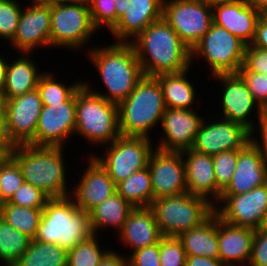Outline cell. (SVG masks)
Here are the masks:
<instances>
[{"mask_svg":"<svg viewBox=\"0 0 267 266\" xmlns=\"http://www.w3.org/2000/svg\"><path fill=\"white\" fill-rule=\"evenodd\" d=\"M116 9V23L118 19L125 13L126 7L130 0H113Z\"/></svg>","mask_w":267,"mask_h":266,"instance_id":"f5cc1de1","label":"cell"},{"mask_svg":"<svg viewBox=\"0 0 267 266\" xmlns=\"http://www.w3.org/2000/svg\"><path fill=\"white\" fill-rule=\"evenodd\" d=\"M249 141L251 132L239 123L227 119L211 124L202 121L192 149L213 156L221 152L240 150Z\"/></svg>","mask_w":267,"mask_h":266,"instance_id":"2e32d148","label":"cell"},{"mask_svg":"<svg viewBox=\"0 0 267 266\" xmlns=\"http://www.w3.org/2000/svg\"><path fill=\"white\" fill-rule=\"evenodd\" d=\"M88 6L96 29L104 23L110 30L116 25V9L113 0H88Z\"/></svg>","mask_w":267,"mask_h":266,"instance_id":"7bdbcfd3","label":"cell"},{"mask_svg":"<svg viewBox=\"0 0 267 266\" xmlns=\"http://www.w3.org/2000/svg\"><path fill=\"white\" fill-rule=\"evenodd\" d=\"M91 58L98 68L109 94H100L118 104L126 99L144 76L131 42H117L104 48L91 49Z\"/></svg>","mask_w":267,"mask_h":266,"instance_id":"3957f363","label":"cell"},{"mask_svg":"<svg viewBox=\"0 0 267 266\" xmlns=\"http://www.w3.org/2000/svg\"><path fill=\"white\" fill-rule=\"evenodd\" d=\"M213 8L206 0H163L162 17L192 50L213 23Z\"/></svg>","mask_w":267,"mask_h":266,"instance_id":"ba28073f","label":"cell"},{"mask_svg":"<svg viewBox=\"0 0 267 266\" xmlns=\"http://www.w3.org/2000/svg\"><path fill=\"white\" fill-rule=\"evenodd\" d=\"M163 0H130L125 13L110 30L118 42L134 35L136 37L149 24L162 18Z\"/></svg>","mask_w":267,"mask_h":266,"instance_id":"cb8c5ba5","label":"cell"},{"mask_svg":"<svg viewBox=\"0 0 267 266\" xmlns=\"http://www.w3.org/2000/svg\"><path fill=\"white\" fill-rule=\"evenodd\" d=\"M260 15L267 14V0H251Z\"/></svg>","mask_w":267,"mask_h":266,"instance_id":"9f6ffc18","label":"cell"},{"mask_svg":"<svg viewBox=\"0 0 267 266\" xmlns=\"http://www.w3.org/2000/svg\"><path fill=\"white\" fill-rule=\"evenodd\" d=\"M210 5H216L221 3H233L241 0H206Z\"/></svg>","mask_w":267,"mask_h":266,"instance_id":"680465c9","label":"cell"},{"mask_svg":"<svg viewBox=\"0 0 267 266\" xmlns=\"http://www.w3.org/2000/svg\"><path fill=\"white\" fill-rule=\"evenodd\" d=\"M257 102L258 116L267 107V75L248 71L243 65L237 72Z\"/></svg>","mask_w":267,"mask_h":266,"instance_id":"f35d334b","label":"cell"},{"mask_svg":"<svg viewBox=\"0 0 267 266\" xmlns=\"http://www.w3.org/2000/svg\"><path fill=\"white\" fill-rule=\"evenodd\" d=\"M127 263L128 261L121 255L109 251L100 261L99 266H126Z\"/></svg>","mask_w":267,"mask_h":266,"instance_id":"816d5d0a","label":"cell"},{"mask_svg":"<svg viewBox=\"0 0 267 266\" xmlns=\"http://www.w3.org/2000/svg\"><path fill=\"white\" fill-rule=\"evenodd\" d=\"M254 235V229L229 224L218 216L219 260L225 266L250 261Z\"/></svg>","mask_w":267,"mask_h":266,"instance_id":"603a6c76","label":"cell"},{"mask_svg":"<svg viewBox=\"0 0 267 266\" xmlns=\"http://www.w3.org/2000/svg\"><path fill=\"white\" fill-rule=\"evenodd\" d=\"M51 45L79 47L97 29L94 27L88 3L51 6Z\"/></svg>","mask_w":267,"mask_h":266,"instance_id":"8fae6325","label":"cell"},{"mask_svg":"<svg viewBox=\"0 0 267 266\" xmlns=\"http://www.w3.org/2000/svg\"><path fill=\"white\" fill-rule=\"evenodd\" d=\"M24 177L17 161L10 155L0 163V195L8 202L24 183Z\"/></svg>","mask_w":267,"mask_h":266,"instance_id":"8d00e7d4","label":"cell"},{"mask_svg":"<svg viewBox=\"0 0 267 266\" xmlns=\"http://www.w3.org/2000/svg\"><path fill=\"white\" fill-rule=\"evenodd\" d=\"M202 121L191 109L166 108L160 121L166 139L157 149L174 152L192 149Z\"/></svg>","mask_w":267,"mask_h":266,"instance_id":"e0dca14e","label":"cell"},{"mask_svg":"<svg viewBox=\"0 0 267 266\" xmlns=\"http://www.w3.org/2000/svg\"><path fill=\"white\" fill-rule=\"evenodd\" d=\"M186 253L177 237L163 236L160 240V265L185 266Z\"/></svg>","mask_w":267,"mask_h":266,"instance_id":"60d3db41","label":"cell"},{"mask_svg":"<svg viewBox=\"0 0 267 266\" xmlns=\"http://www.w3.org/2000/svg\"><path fill=\"white\" fill-rule=\"evenodd\" d=\"M264 227L267 228V215H266V220H265V223H264Z\"/></svg>","mask_w":267,"mask_h":266,"instance_id":"94428289","label":"cell"},{"mask_svg":"<svg viewBox=\"0 0 267 266\" xmlns=\"http://www.w3.org/2000/svg\"><path fill=\"white\" fill-rule=\"evenodd\" d=\"M252 45L260 49H267V14H262L259 17Z\"/></svg>","mask_w":267,"mask_h":266,"instance_id":"7dc6e473","label":"cell"},{"mask_svg":"<svg viewBox=\"0 0 267 266\" xmlns=\"http://www.w3.org/2000/svg\"><path fill=\"white\" fill-rule=\"evenodd\" d=\"M68 251L53 243L31 240L13 266H67Z\"/></svg>","mask_w":267,"mask_h":266,"instance_id":"1f68e13d","label":"cell"},{"mask_svg":"<svg viewBox=\"0 0 267 266\" xmlns=\"http://www.w3.org/2000/svg\"><path fill=\"white\" fill-rule=\"evenodd\" d=\"M95 235L68 250L67 266H99L100 261L108 253L101 252Z\"/></svg>","mask_w":267,"mask_h":266,"instance_id":"d590c367","label":"cell"},{"mask_svg":"<svg viewBox=\"0 0 267 266\" xmlns=\"http://www.w3.org/2000/svg\"><path fill=\"white\" fill-rule=\"evenodd\" d=\"M267 183V163L256 145L249 141L238 150L233 176L221 195L246 193Z\"/></svg>","mask_w":267,"mask_h":266,"instance_id":"d6986e66","label":"cell"},{"mask_svg":"<svg viewBox=\"0 0 267 266\" xmlns=\"http://www.w3.org/2000/svg\"><path fill=\"white\" fill-rule=\"evenodd\" d=\"M135 207L123 199L117 192L94 207L90 212V225L93 234L99 227L113 225L122 230L129 213Z\"/></svg>","mask_w":267,"mask_h":266,"instance_id":"f1b7e54d","label":"cell"},{"mask_svg":"<svg viewBox=\"0 0 267 266\" xmlns=\"http://www.w3.org/2000/svg\"><path fill=\"white\" fill-rule=\"evenodd\" d=\"M117 107L120 136L148 137L166 109L158 79L144 75Z\"/></svg>","mask_w":267,"mask_h":266,"instance_id":"277c9868","label":"cell"},{"mask_svg":"<svg viewBox=\"0 0 267 266\" xmlns=\"http://www.w3.org/2000/svg\"><path fill=\"white\" fill-rule=\"evenodd\" d=\"M77 186L73 193L75 204L87 213L116 193V184L94 157Z\"/></svg>","mask_w":267,"mask_h":266,"instance_id":"7402d4cb","label":"cell"},{"mask_svg":"<svg viewBox=\"0 0 267 266\" xmlns=\"http://www.w3.org/2000/svg\"><path fill=\"white\" fill-rule=\"evenodd\" d=\"M11 148L9 143H0V163L8 156Z\"/></svg>","mask_w":267,"mask_h":266,"instance_id":"6f0895ef","label":"cell"},{"mask_svg":"<svg viewBox=\"0 0 267 266\" xmlns=\"http://www.w3.org/2000/svg\"><path fill=\"white\" fill-rule=\"evenodd\" d=\"M246 44L225 28L212 23L210 29L191 50L205 57L214 75L237 73L243 65Z\"/></svg>","mask_w":267,"mask_h":266,"instance_id":"9c48e42d","label":"cell"},{"mask_svg":"<svg viewBox=\"0 0 267 266\" xmlns=\"http://www.w3.org/2000/svg\"><path fill=\"white\" fill-rule=\"evenodd\" d=\"M182 152L163 151L156 148L148 161L153 187V200L171 197L187 191L185 163Z\"/></svg>","mask_w":267,"mask_h":266,"instance_id":"9a60e30c","label":"cell"},{"mask_svg":"<svg viewBox=\"0 0 267 266\" xmlns=\"http://www.w3.org/2000/svg\"><path fill=\"white\" fill-rule=\"evenodd\" d=\"M5 103L9 144L29 145L35 138L43 107L37 88Z\"/></svg>","mask_w":267,"mask_h":266,"instance_id":"4fadbf2b","label":"cell"},{"mask_svg":"<svg viewBox=\"0 0 267 266\" xmlns=\"http://www.w3.org/2000/svg\"><path fill=\"white\" fill-rule=\"evenodd\" d=\"M128 263L132 266H161L160 242L134 251Z\"/></svg>","mask_w":267,"mask_h":266,"instance_id":"bcb514c9","label":"cell"},{"mask_svg":"<svg viewBox=\"0 0 267 266\" xmlns=\"http://www.w3.org/2000/svg\"><path fill=\"white\" fill-rule=\"evenodd\" d=\"M120 233L122 240L130 244L134 251L157 244L163 237L150 207H135Z\"/></svg>","mask_w":267,"mask_h":266,"instance_id":"d4e9b609","label":"cell"},{"mask_svg":"<svg viewBox=\"0 0 267 266\" xmlns=\"http://www.w3.org/2000/svg\"><path fill=\"white\" fill-rule=\"evenodd\" d=\"M185 266H225L219 259L203 256H186Z\"/></svg>","mask_w":267,"mask_h":266,"instance_id":"681fc988","label":"cell"},{"mask_svg":"<svg viewBox=\"0 0 267 266\" xmlns=\"http://www.w3.org/2000/svg\"><path fill=\"white\" fill-rule=\"evenodd\" d=\"M212 204L208 199L184 191L171 197L157 198L150 208L162 236L177 237L208 220L215 213L216 206Z\"/></svg>","mask_w":267,"mask_h":266,"instance_id":"8992f818","label":"cell"},{"mask_svg":"<svg viewBox=\"0 0 267 266\" xmlns=\"http://www.w3.org/2000/svg\"><path fill=\"white\" fill-rule=\"evenodd\" d=\"M187 71L156 76L162 88L166 108L190 109L194 103L195 91L186 80Z\"/></svg>","mask_w":267,"mask_h":266,"instance_id":"f546056e","label":"cell"},{"mask_svg":"<svg viewBox=\"0 0 267 266\" xmlns=\"http://www.w3.org/2000/svg\"><path fill=\"white\" fill-rule=\"evenodd\" d=\"M243 66L248 71L267 75V49L247 45L243 60Z\"/></svg>","mask_w":267,"mask_h":266,"instance_id":"ee69618b","label":"cell"},{"mask_svg":"<svg viewBox=\"0 0 267 266\" xmlns=\"http://www.w3.org/2000/svg\"><path fill=\"white\" fill-rule=\"evenodd\" d=\"M76 93L64 103L43 106L34 140L37 147H62L63 140L75 131Z\"/></svg>","mask_w":267,"mask_h":266,"instance_id":"5bb4252c","label":"cell"},{"mask_svg":"<svg viewBox=\"0 0 267 266\" xmlns=\"http://www.w3.org/2000/svg\"><path fill=\"white\" fill-rule=\"evenodd\" d=\"M213 166L215 181L217 183V200L219 201L221 193L229 185L236 168L238 160V150H230L213 155Z\"/></svg>","mask_w":267,"mask_h":266,"instance_id":"74e56055","label":"cell"},{"mask_svg":"<svg viewBox=\"0 0 267 266\" xmlns=\"http://www.w3.org/2000/svg\"><path fill=\"white\" fill-rule=\"evenodd\" d=\"M61 147L13 146L9 154L21 168L24 181L36 186L50 199L69 197Z\"/></svg>","mask_w":267,"mask_h":266,"instance_id":"5b68a950","label":"cell"},{"mask_svg":"<svg viewBox=\"0 0 267 266\" xmlns=\"http://www.w3.org/2000/svg\"><path fill=\"white\" fill-rule=\"evenodd\" d=\"M135 38L137 41L131 44L143 75L156 77L189 70L191 50L163 17L149 24Z\"/></svg>","mask_w":267,"mask_h":266,"instance_id":"6da1fadb","label":"cell"},{"mask_svg":"<svg viewBox=\"0 0 267 266\" xmlns=\"http://www.w3.org/2000/svg\"><path fill=\"white\" fill-rule=\"evenodd\" d=\"M225 201L223 208H215V213L225 222L257 230L264 227L267 215V183L246 193L221 195L219 202Z\"/></svg>","mask_w":267,"mask_h":266,"instance_id":"7c38bea8","label":"cell"},{"mask_svg":"<svg viewBox=\"0 0 267 266\" xmlns=\"http://www.w3.org/2000/svg\"><path fill=\"white\" fill-rule=\"evenodd\" d=\"M177 238L182 243L186 256L219 259L218 215L214 213L202 225L181 233Z\"/></svg>","mask_w":267,"mask_h":266,"instance_id":"4316f807","label":"cell"},{"mask_svg":"<svg viewBox=\"0 0 267 266\" xmlns=\"http://www.w3.org/2000/svg\"><path fill=\"white\" fill-rule=\"evenodd\" d=\"M16 0H0V37L10 39L15 37L21 8Z\"/></svg>","mask_w":267,"mask_h":266,"instance_id":"ab89813d","label":"cell"},{"mask_svg":"<svg viewBox=\"0 0 267 266\" xmlns=\"http://www.w3.org/2000/svg\"><path fill=\"white\" fill-rule=\"evenodd\" d=\"M116 192L134 207H150L153 187L148 167L135 171L127 179L117 183Z\"/></svg>","mask_w":267,"mask_h":266,"instance_id":"4dcf8cb0","label":"cell"},{"mask_svg":"<svg viewBox=\"0 0 267 266\" xmlns=\"http://www.w3.org/2000/svg\"><path fill=\"white\" fill-rule=\"evenodd\" d=\"M213 23L225 28L246 45H251L256 34L260 13L251 0L212 5Z\"/></svg>","mask_w":267,"mask_h":266,"instance_id":"ac0fdd59","label":"cell"},{"mask_svg":"<svg viewBox=\"0 0 267 266\" xmlns=\"http://www.w3.org/2000/svg\"><path fill=\"white\" fill-rule=\"evenodd\" d=\"M82 85L83 83L77 82L68 88L63 84L55 82L50 74H42L37 85V90L42 105L50 106L68 101Z\"/></svg>","mask_w":267,"mask_h":266,"instance_id":"e575fe53","label":"cell"},{"mask_svg":"<svg viewBox=\"0 0 267 266\" xmlns=\"http://www.w3.org/2000/svg\"><path fill=\"white\" fill-rule=\"evenodd\" d=\"M149 137L119 136L111 143L104 158L94 157L115 184L135 171L148 167L152 154Z\"/></svg>","mask_w":267,"mask_h":266,"instance_id":"30bf717a","label":"cell"},{"mask_svg":"<svg viewBox=\"0 0 267 266\" xmlns=\"http://www.w3.org/2000/svg\"><path fill=\"white\" fill-rule=\"evenodd\" d=\"M93 235L89 213L68 197L47 201L33 240L53 243L67 251Z\"/></svg>","mask_w":267,"mask_h":266,"instance_id":"7a4b0ae2","label":"cell"},{"mask_svg":"<svg viewBox=\"0 0 267 266\" xmlns=\"http://www.w3.org/2000/svg\"><path fill=\"white\" fill-rule=\"evenodd\" d=\"M43 208H26L5 202L1 218L22 234L34 239Z\"/></svg>","mask_w":267,"mask_h":266,"instance_id":"d6a6232c","label":"cell"},{"mask_svg":"<svg viewBox=\"0 0 267 266\" xmlns=\"http://www.w3.org/2000/svg\"><path fill=\"white\" fill-rule=\"evenodd\" d=\"M7 65V62L4 61L2 57H0V95L3 92L5 85Z\"/></svg>","mask_w":267,"mask_h":266,"instance_id":"11a10c76","label":"cell"},{"mask_svg":"<svg viewBox=\"0 0 267 266\" xmlns=\"http://www.w3.org/2000/svg\"><path fill=\"white\" fill-rule=\"evenodd\" d=\"M215 77L225 84L222 97L224 119L239 123L254 134V125L247 118L256 101L241 76L238 73H228L217 74Z\"/></svg>","mask_w":267,"mask_h":266,"instance_id":"44dd1931","label":"cell"},{"mask_svg":"<svg viewBox=\"0 0 267 266\" xmlns=\"http://www.w3.org/2000/svg\"><path fill=\"white\" fill-rule=\"evenodd\" d=\"M44 5L54 6L71 3H88V0H36Z\"/></svg>","mask_w":267,"mask_h":266,"instance_id":"db71d44e","label":"cell"},{"mask_svg":"<svg viewBox=\"0 0 267 266\" xmlns=\"http://www.w3.org/2000/svg\"><path fill=\"white\" fill-rule=\"evenodd\" d=\"M26 12H21L15 37L12 42L17 49L28 54L36 45H51V6L36 0Z\"/></svg>","mask_w":267,"mask_h":266,"instance_id":"ffe728a7","label":"cell"},{"mask_svg":"<svg viewBox=\"0 0 267 266\" xmlns=\"http://www.w3.org/2000/svg\"><path fill=\"white\" fill-rule=\"evenodd\" d=\"M259 118V129L261 132V137H262V146L261 144L259 145V143L257 141H255L254 139H252L251 137V141L256 145V147L259 149V151L261 152L263 158L265 159V162L267 163V112L263 111L261 116L258 117Z\"/></svg>","mask_w":267,"mask_h":266,"instance_id":"c3c4849f","label":"cell"},{"mask_svg":"<svg viewBox=\"0 0 267 266\" xmlns=\"http://www.w3.org/2000/svg\"><path fill=\"white\" fill-rule=\"evenodd\" d=\"M75 131L91 142H113L120 136L117 104L83 84L76 92Z\"/></svg>","mask_w":267,"mask_h":266,"instance_id":"52a82bcc","label":"cell"},{"mask_svg":"<svg viewBox=\"0 0 267 266\" xmlns=\"http://www.w3.org/2000/svg\"><path fill=\"white\" fill-rule=\"evenodd\" d=\"M41 75L30 59L19 58L7 65L5 85L0 96L6 101L36 89Z\"/></svg>","mask_w":267,"mask_h":266,"instance_id":"83f0119b","label":"cell"},{"mask_svg":"<svg viewBox=\"0 0 267 266\" xmlns=\"http://www.w3.org/2000/svg\"><path fill=\"white\" fill-rule=\"evenodd\" d=\"M182 154L188 156V159L184 160L187 191L205 199L207 194L212 193L217 200V183L212 156L193 149L182 151Z\"/></svg>","mask_w":267,"mask_h":266,"instance_id":"484cf974","label":"cell"},{"mask_svg":"<svg viewBox=\"0 0 267 266\" xmlns=\"http://www.w3.org/2000/svg\"><path fill=\"white\" fill-rule=\"evenodd\" d=\"M0 143H9L7 132L6 103L0 96Z\"/></svg>","mask_w":267,"mask_h":266,"instance_id":"f907efd6","label":"cell"},{"mask_svg":"<svg viewBox=\"0 0 267 266\" xmlns=\"http://www.w3.org/2000/svg\"><path fill=\"white\" fill-rule=\"evenodd\" d=\"M250 266H267V228L255 230Z\"/></svg>","mask_w":267,"mask_h":266,"instance_id":"f6af8a7d","label":"cell"},{"mask_svg":"<svg viewBox=\"0 0 267 266\" xmlns=\"http://www.w3.org/2000/svg\"><path fill=\"white\" fill-rule=\"evenodd\" d=\"M4 204H5V201L2 199V197L0 195V218H1L3 208H4Z\"/></svg>","mask_w":267,"mask_h":266,"instance_id":"91938a15","label":"cell"},{"mask_svg":"<svg viewBox=\"0 0 267 266\" xmlns=\"http://www.w3.org/2000/svg\"><path fill=\"white\" fill-rule=\"evenodd\" d=\"M49 199L39 188L24 182L8 203L26 208H44Z\"/></svg>","mask_w":267,"mask_h":266,"instance_id":"b9f144b4","label":"cell"},{"mask_svg":"<svg viewBox=\"0 0 267 266\" xmlns=\"http://www.w3.org/2000/svg\"><path fill=\"white\" fill-rule=\"evenodd\" d=\"M31 239L0 218V258L13 266L27 250Z\"/></svg>","mask_w":267,"mask_h":266,"instance_id":"836d02e7","label":"cell"}]
</instances>
